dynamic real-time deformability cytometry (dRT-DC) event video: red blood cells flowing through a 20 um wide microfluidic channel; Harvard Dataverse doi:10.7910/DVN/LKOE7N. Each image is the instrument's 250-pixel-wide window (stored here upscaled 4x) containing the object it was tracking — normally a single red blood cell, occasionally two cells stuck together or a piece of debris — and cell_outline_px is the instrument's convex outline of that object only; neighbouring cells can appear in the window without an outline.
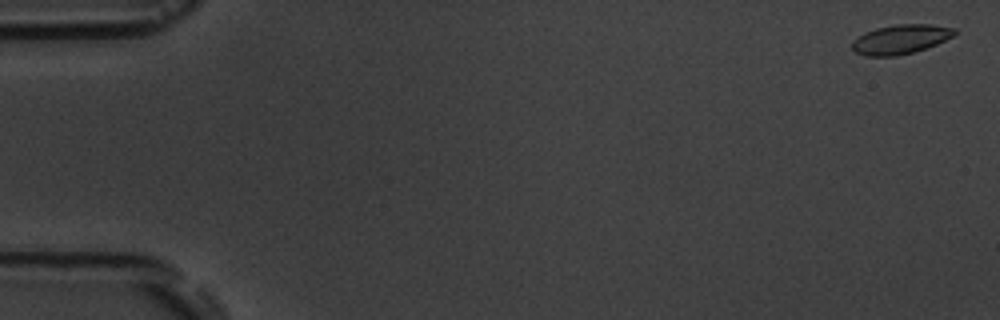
{"species": "common noctule bat (a hibernating species)", "species_latin": "Nyctalus noctula", "temperature_condition": "room temperature", "stored_images_in_passage": 5, "camera_frame_rate_fps": 3000, "um_per_image_px": 0.085, "animal": {"sex": "male", "body_mass_g": 19.5, "forearm_length_mm": 54.6}, "frame": {"image": 1, "passage_image": 1, "time_ms": 0.0, "image_size_px": [1000, 320], "cell_outline_px": [[956, 32], [952, 36], [936, 44], [912, 52], [896, 56], [864, 56], [856, 52], [852, 48], [852, 40], [864, 32], [876, 28], [896, 24], [932, 24], [956, 28]], "centroid_in_image_um": [76.52, 3.33], "position_along_channel_um": 8.5, "area_um2": 17.46}}